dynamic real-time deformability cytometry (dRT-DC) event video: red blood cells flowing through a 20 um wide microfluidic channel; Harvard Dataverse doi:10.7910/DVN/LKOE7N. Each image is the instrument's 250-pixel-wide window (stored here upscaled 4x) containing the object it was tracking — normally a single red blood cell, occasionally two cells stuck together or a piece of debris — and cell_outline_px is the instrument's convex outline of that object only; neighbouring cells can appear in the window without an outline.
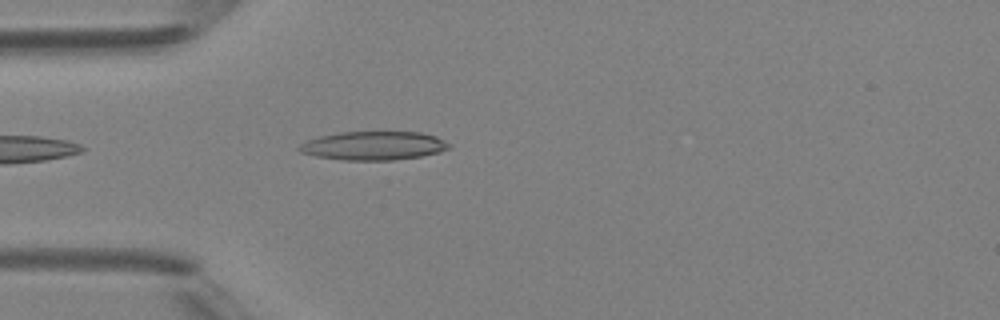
{"species": "Egyptian fruit bat (a non-hibernating species)", "species_latin": "Rousettus aegyptiacus", "temperature_condition": "room temperature", "stored_images_in_passage": 3, "camera_frame_rate_fps": 3000, "um_per_image_px": 0.085, "animal": {"sex": "female"}, "frame": {"image": 1, "passage_image": 3, "time_ms": 2.333, "image_size_px": [1000, 320], "cell_outline_px": [[452, 144], [448, 148], [440, 152], [420, 156], [392, 160], [344, 160], [316, 156], [300, 152], [296, 148], [300, 144], [308, 140], [320, 136], [340, 132], [420, 132], [436, 136]], "centroid_in_image_um": [31.76, 12.38], "position_along_channel_um": 53.2, "area_um2": 24.97}}